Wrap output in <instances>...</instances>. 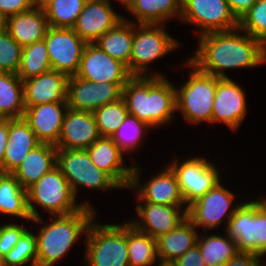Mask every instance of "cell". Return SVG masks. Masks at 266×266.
Instances as JSON below:
<instances>
[{
  "label": "cell",
  "mask_w": 266,
  "mask_h": 266,
  "mask_svg": "<svg viewBox=\"0 0 266 266\" xmlns=\"http://www.w3.org/2000/svg\"><path fill=\"white\" fill-rule=\"evenodd\" d=\"M169 166L177 176L186 208L220 181L218 169L205 158L193 157L183 163L173 160Z\"/></svg>",
  "instance_id": "11"
},
{
  "label": "cell",
  "mask_w": 266,
  "mask_h": 266,
  "mask_svg": "<svg viewBox=\"0 0 266 266\" xmlns=\"http://www.w3.org/2000/svg\"><path fill=\"white\" fill-rule=\"evenodd\" d=\"M246 110L244 90L229 77L218 78L212 123L223 122L231 130H236L246 116Z\"/></svg>",
  "instance_id": "18"
},
{
  "label": "cell",
  "mask_w": 266,
  "mask_h": 266,
  "mask_svg": "<svg viewBox=\"0 0 266 266\" xmlns=\"http://www.w3.org/2000/svg\"><path fill=\"white\" fill-rule=\"evenodd\" d=\"M48 28L44 10L36 7L6 19V30L22 47L44 39Z\"/></svg>",
  "instance_id": "26"
},
{
  "label": "cell",
  "mask_w": 266,
  "mask_h": 266,
  "mask_svg": "<svg viewBox=\"0 0 266 266\" xmlns=\"http://www.w3.org/2000/svg\"><path fill=\"white\" fill-rule=\"evenodd\" d=\"M160 264L158 266H177L174 262L162 261L160 260Z\"/></svg>",
  "instance_id": "50"
},
{
  "label": "cell",
  "mask_w": 266,
  "mask_h": 266,
  "mask_svg": "<svg viewBox=\"0 0 266 266\" xmlns=\"http://www.w3.org/2000/svg\"><path fill=\"white\" fill-rule=\"evenodd\" d=\"M140 167L133 166L132 180L129 188L139 189L138 198L141 201H147L149 203L182 206L185 204L182 198L178 179L175 172L170 166H166V169L154 178H151L148 183L141 185L139 180ZM143 186V187H142Z\"/></svg>",
  "instance_id": "16"
},
{
  "label": "cell",
  "mask_w": 266,
  "mask_h": 266,
  "mask_svg": "<svg viewBox=\"0 0 266 266\" xmlns=\"http://www.w3.org/2000/svg\"><path fill=\"white\" fill-rule=\"evenodd\" d=\"M93 114L99 135L111 137L128 115V110L124 99L120 98L116 102L98 108Z\"/></svg>",
  "instance_id": "36"
},
{
  "label": "cell",
  "mask_w": 266,
  "mask_h": 266,
  "mask_svg": "<svg viewBox=\"0 0 266 266\" xmlns=\"http://www.w3.org/2000/svg\"><path fill=\"white\" fill-rule=\"evenodd\" d=\"M53 0H32L33 7L43 9Z\"/></svg>",
  "instance_id": "47"
},
{
  "label": "cell",
  "mask_w": 266,
  "mask_h": 266,
  "mask_svg": "<svg viewBox=\"0 0 266 266\" xmlns=\"http://www.w3.org/2000/svg\"><path fill=\"white\" fill-rule=\"evenodd\" d=\"M100 137L93 112L68 108L63 119L57 149L86 150Z\"/></svg>",
  "instance_id": "20"
},
{
  "label": "cell",
  "mask_w": 266,
  "mask_h": 266,
  "mask_svg": "<svg viewBox=\"0 0 266 266\" xmlns=\"http://www.w3.org/2000/svg\"><path fill=\"white\" fill-rule=\"evenodd\" d=\"M44 40L52 70L75 75L87 43L72 28L49 27Z\"/></svg>",
  "instance_id": "12"
},
{
  "label": "cell",
  "mask_w": 266,
  "mask_h": 266,
  "mask_svg": "<svg viewBox=\"0 0 266 266\" xmlns=\"http://www.w3.org/2000/svg\"><path fill=\"white\" fill-rule=\"evenodd\" d=\"M123 18L107 0H87L72 29L86 43H94Z\"/></svg>",
  "instance_id": "19"
},
{
  "label": "cell",
  "mask_w": 266,
  "mask_h": 266,
  "mask_svg": "<svg viewBox=\"0 0 266 266\" xmlns=\"http://www.w3.org/2000/svg\"><path fill=\"white\" fill-rule=\"evenodd\" d=\"M76 197L60 168L56 165L44 174L35 184L27 189V205L31 221H42L33 204L40 205L52 216L69 215L90 207L89 203L77 204ZM33 203V204H32Z\"/></svg>",
  "instance_id": "4"
},
{
  "label": "cell",
  "mask_w": 266,
  "mask_h": 266,
  "mask_svg": "<svg viewBox=\"0 0 266 266\" xmlns=\"http://www.w3.org/2000/svg\"><path fill=\"white\" fill-rule=\"evenodd\" d=\"M76 197L78 186L108 190L121 188L106 172L96 167L86 150L57 149V163Z\"/></svg>",
  "instance_id": "9"
},
{
  "label": "cell",
  "mask_w": 266,
  "mask_h": 266,
  "mask_svg": "<svg viewBox=\"0 0 266 266\" xmlns=\"http://www.w3.org/2000/svg\"><path fill=\"white\" fill-rule=\"evenodd\" d=\"M181 20L199 27L203 34L238 28L239 20L226 0H182Z\"/></svg>",
  "instance_id": "10"
},
{
  "label": "cell",
  "mask_w": 266,
  "mask_h": 266,
  "mask_svg": "<svg viewBox=\"0 0 266 266\" xmlns=\"http://www.w3.org/2000/svg\"><path fill=\"white\" fill-rule=\"evenodd\" d=\"M201 237L198 235L197 245L207 266H224L239 252L237 243L231 240L227 234L224 236L226 238L218 235Z\"/></svg>",
  "instance_id": "33"
},
{
  "label": "cell",
  "mask_w": 266,
  "mask_h": 266,
  "mask_svg": "<svg viewBox=\"0 0 266 266\" xmlns=\"http://www.w3.org/2000/svg\"><path fill=\"white\" fill-rule=\"evenodd\" d=\"M235 17L240 20L258 0H226Z\"/></svg>",
  "instance_id": "45"
},
{
  "label": "cell",
  "mask_w": 266,
  "mask_h": 266,
  "mask_svg": "<svg viewBox=\"0 0 266 266\" xmlns=\"http://www.w3.org/2000/svg\"><path fill=\"white\" fill-rule=\"evenodd\" d=\"M85 243L87 266H129L127 223L101 225L92 221Z\"/></svg>",
  "instance_id": "5"
},
{
  "label": "cell",
  "mask_w": 266,
  "mask_h": 266,
  "mask_svg": "<svg viewBox=\"0 0 266 266\" xmlns=\"http://www.w3.org/2000/svg\"><path fill=\"white\" fill-rule=\"evenodd\" d=\"M87 0H53L43 8L49 27L73 28Z\"/></svg>",
  "instance_id": "35"
},
{
  "label": "cell",
  "mask_w": 266,
  "mask_h": 266,
  "mask_svg": "<svg viewBox=\"0 0 266 266\" xmlns=\"http://www.w3.org/2000/svg\"><path fill=\"white\" fill-rule=\"evenodd\" d=\"M94 208L84 206L69 215H57L40 227L37 237V266H52L65 256L94 220Z\"/></svg>",
  "instance_id": "3"
},
{
  "label": "cell",
  "mask_w": 266,
  "mask_h": 266,
  "mask_svg": "<svg viewBox=\"0 0 266 266\" xmlns=\"http://www.w3.org/2000/svg\"><path fill=\"white\" fill-rule=\"evenodd\" d=\"M163 24L134 23L132 53L130 57V75L148 76L147 64L162 58L179 44L164 30ZM139 28V29H138ZM146 70V71H145ZM144 71V72H143Z\"/></svg>",
  "instance_id": "8"
},
{
  "label": "cell",
  "mask_w": 266,
  "mask_h": 266,
  "mask_svg": "<svg viewBox=\"0 0 266 266\" xmlns=\"http://www.w3.org/2000/svg\"><path fill=\"white\" fill-rule=\"evenodd\" d=\"M260 257L253 253L238 252L224 266H263Z\"/></svg>",
  "instance_id": "44"
},
{
  "label": "cell",
  "mask_w": 266,
  "mask_h": 266,
  "mask_svg": "<svg viewBox=\"0 0 266 266\" xmlns=\"http://www.w3.org/2000/svg\"><path fill=\"white\" fill-rule=\"evenodd\" d=\"M30 261V266H37V237L27 229L17 244L5 255V264L6 266H23Z\"/></svg>",
  "instance_id": "39"
},
{
  "label": "cell",
  "mask_w": 266,
  "mask_h": 266,
  "mask_svg": "<svg viewBox=\"0 0 266 266\" xmlns=\"http://www.w3.org/2000/svg\"><path fill=\"white\" fill-rule=\"evenodd\" d=\"M234 194L224 188L220 182L202 197L188 206L187 218L195 227L202 226L204 229L217 227L222 220L227 219V224L241 204H236L231 209Z\"/></svg>",
  "instance_id": "13"
},
{
  "label": "cell",
  "mask_w": 266,
  "mask_h": 266,
  "mask_svg": "<svg viewBox=\"0 0 266 266\" xmlns=\"http://www.w3.org/2000/svg\"><path fill=\"white\" fill-rule=\"evenodd\" d=\"M226 226V234L237 243L239 252L266 254V208L261 201L241 202Z\"/></svg>",
  "instance_id": "7"
},
{
  "label": "cell",
  "mask_w": 266,
  "mask_h": 266,
  "mask_svg": "<svg viewBox=\"0 0 266 266\" xmlns=\"http://www.w3.org/2000/svg\"><path fill=\"white\" fill-rule=\"evenodd\" d=\"M75 76L95 83H127L132 77L123 63L95 43L86 44Z\"/></svg>",
  "instance_id": "15"
},
{
  "label": "cell",
  "mask_w": 266,
  "mask_h": 266,
  "mask_svg": "<svg viewBox=\"0 0 266 266\" xmlns=\"http://www.w3.org/2000/svg\"><path fill=\"white\" fill-rule=\"evenodd\" d=\"M32 8V0H0V12L6 18Z\"/></svg>",
  "instance_id": "42"
},
{
  "label": "cell",
  "mask_w": 266,
  "mask_h": 266,
  "mask_svg": "<svg viewBox=\"0 0 266 266\" xmlns=\"http://www.w3.org/2000/svg\"><path fill=\"white\" fill-rule=\"evenodd\" d=\"M6 17L0 12V32L6 29Z\"/></svg>",
  "instance_id": "48"
},
{
  "label": "cell",
  "mask_w": 266,
  "mask_h": 266,
  "mask_svg": "<svg viewBox=\"0 0 266 266\" xmlns=\"http://www.w3.org/2000/svg\"><path fill=\"white\" fill-rule=\"evenodd\" d=\"M238 27L266 48V0H258L239 20Z\"/></svg>",
  "instance_id": "38"
},
{
  "label": "cell",
  "mask_w": 266,
  "mask_h": 266,
  "mask_svg": "<svg viewBox=\"0 0 266 266\" xmlns=\"http://www.w3.org/2000/svg\"><path fill=\"white\" fill-rule=\"evenodd\" d=\"M27 229L20 224L7 223L0 226V253L7 255Z\"/></svg>",
  "instance_id": "41"
},
{
  "label": "cell",
  "mask_w": 266,
  "mask_h": 266,
  "mask_svg": "<svg viewBox=\"0 0 266 266\" xmlns=\"http://www.w3.org/2000/svg\"><path fill=\"white\" fill-rule=\"evenodd\" d=\"M126 83H95L69 76L67 105L76 111L94 112L98 108L122 98Z\"/></svg>",
  "instance_id": "14"
},
{
  "label": "cell",
  "mask_w": 266,
  "mask_h": 266,
  "mask_svg": "<svg viewBox=\"0 0 266 266\" xmlns=\"http://www.w3.org/2000/svg\"><path fill=\"white\" fill-rule=\"evenodd\" d=\"M262 205L266 208V199L261 200Z\"/></svg>",
  "instance_id": "52"
},
{
  "label": "cell",
  "mask_w": 266,
  "mask_h": 266,
  "mask_svg": "<svg viewBox=\"0 0 266 266\" xmlns=\"http://www.w3.org/2000/svg\"><path fill=\"white\" fill-rule=\"evenodd\" d=\"M149 128L151 129L152 127L139 120L136 116L128 114L110 138L123 153L130 150L134 152L137 145H140L141 136Z\"/></svg>",
  "instance_id": "37"
},
{
  "label": "cell",
  "mask_w": 266,
  "mask_h": 266,
  "mask_svg": "<svg viewBox=\"0 0 266 266\" xmlns=\"http://www.w3.org/2000/svg\"><path fill=\"white\" fill-rule=\"evenodd\" d=\"M0 266H6L5 256L0 253Z\"/></svg>",
  "instance_id": "51"
},
{
  "label": "cell",
  "mask_w": 266,
  "mask_h": 266,
  "mask_svg": "<svg viewBox=\"0 0 266 266\" xmlns=\"http://www.w3.org/2000/svg\"><path fill=\"white\" fill-rule=\"evenodd\" d=\"M69 76L50 70L23 80L25 109L52 102H67Z\"/></svg>",
  "instance_id": "21"
},
{
  "label": "cell",
  "mask_w": 266,
  "mask_h": 266,
  "mask_svg": "<svg viewBox=\"0 0 266 266\" xmlns=\"http://www.w3.org/2000/svg\"><path fill=\"white\" fill-rule=\"evenodd\" d=\"M129 266H149L156 262V239L127 223Z\"/></svg>",
  "instance_id": "32"
},
{
  "label": "cell",
  "mask_w": 266,
  "mask_h": 266,
  "mask_svg": "<svg viewBox=\"0 0 266 266\" xmlns=\"http://www.w3.org/2000/svg\"><path fill=\"white\" fill-rule=\"evenodd\" d=\"M57 148L50 143H40L23 159L12 173L25 190L56 166Z\"/></svg>",
  "instance_id": "25"
},
{
  "label": "cell",
  "mask_w": 266,
  "mask_h": 266,
  "mask_svg": "<svg viewBox=\"0 0 266 266\" xmlns=\"http://www.w3.org/2000/svg\"><path fill=\"white\" fill-rule=\"evenodd\" d=\"M86 151L92 163L106 172L121 188L130 187L133 166H124V153L110 137L100 136Z\"/></svg>",
  "instance_id": "23"
},
{
  "label": "cell",
  "mask_w": 266,
  "mask_h": 266,
  "mask_svg": "<svg viewBox=\"0 0 266 266\" xmlns=\"http://www.w3.org/2000/svg\"><path fill=\"white\" fill-rule=\"evenodd\" d=\"M185 65L192 67L193 72H189V79L181 88H175L176 110H180L183 118L191 124L212 123L218 77L200 71L189 60Z\"/></svg>",
  "instance_id": "6"
},
{
  "label": "cell",
  "mask_w": 266,
  "mask_h": 266,
  "mask_svg": "<svg viewBox=\"0 0 266 266\" xmlns=\"http://www.w3.org/2000/svg\"><path fill=\"white\" fill-rule=\"evenodd\" d=\"M174 263L177 266H207L197 244L180 256Z\"/></svg>",
  "instance_id": "43"
},
{
  "label": "cell",
  "mask_w": 266,
  "mask_h": 266,
  "mask_svg": "<svg viewBox=\"0 0 266 266\" xmlns=\"http://www.w3.org/2000/svg\"><path fill=\"white\" fill-rule=\"evenodd\" d=\"M67 109V102L39 104L27 107L23 118L29 123L41 143L55 145L60 137Z\"/></svg>",
  "instance_id": "22"
},
{
  "label": "cell",
  "mask_w": 266,
  "mask_h": 266,
  "mask_svg": "<svg viewBox=\"0 0 266 266\" xmlns=\"http://www.w3.org/2000/svg\"><path fill=\"white\" fill-rule=\"evenodd\" d=\"M238 27L230 31L199 36L195 55L188 59L200 71L218 78H228L224 69L256 67L266 62V48Z\"/></svg>",
  "instance_id": "1"
},
{
  "label": "cell",
  "mask_w": 266,
  "mask_h": 266,
  "mask_svg": "<svg viewBox=\"0 0 266 266\" xmlns=\"http://www.w3.org/2000/svg\"><path fill=\"white\" fill-rule=\"evenodd\" d=\"M41 142L24 118H8V141L4 153L2 173H13L24 157Z\"/></svg>",
  "instance_id": "24"
},
{
  "label": "cell",
  "mask_w": 266,
  "mask_h": 266,
  "mask_svg": "<svg viewBox=\"0 0 266 266\" xmlns=\"http://www.w3.org/2000/svg\"><path fill=\"white\" fill-rule=\"evenodd\" d=\"M7 141H8V118H0V173H2V164H3Z\"/></svg>",
  "instance_id": "46"
},
{
  "label": "cell",
  "mask_w": 266,
  "mask_h": 266,
  "mask_svg": "<svg viewBox=\"0 0 266 266\" xmlns=\"http://www.w3.org/2000/svg\"><path fill=\"white\" fill-rule=\"evenodd\" d=\"M52 70L45 40L26 45L22 49V57L17 75L28 79Z\"/></svg>",
  "instance_id": "34"
},
{
  "label": "cell",
  "mask_w": 266,
  "mask_h": 266,
  "mask_svg": "<svg viewBox=\"0 0 266 266\" xmlns=\"http://www.w3.org/2000/svg\"><path fill=\"white\" fill-rule=\"evenodd\" d=\"M23 47L5 29L0 32V72L17 74Z\"/></svg>",
  "instance_id": "40"
},
{
  "label": "cell",
  "mask_w": 266,
  "mask_h": 266,
  "mask_svg": "<svg viewBox=\"0 0 266 266\" xmlns=\"http://www.w3.org/2000/svg\"><path fill=\"white\" fill-rule=\"evenodd\" d=\"M23 80L15 73L0 72V118H23Z\"/></svg>",
  "instance_id": "31"
},
{
  "label": "cell",
  "mask_w": 266,
  "mask_h": 266,
  "mask_svg": "<svg viewBox=\"0 0 266 266\" xmlns=\"http://www.w3.org/2000/svg\"><path fill=\"white\" fill-rule=\"evenodd\" d=\"M133 34L134 22L123 18L94 43L112 58L123 63L130 73Z\"/></svg>",
  "instance_id": "28"
},
{
  "label": "cell",
  "mask_w": 266,
  "mask_h": 266,
  "mask_svg": "<svg viewBox=\"0 0 266 266\" xmlns=\"http://www.w3.org/2000/svg\"><path fill=\"white\" fill-rule=\"evenodd\" d=\"M110 3V0H107ZM121 3H123L124 7L126 6V8H130V6L134 3L135 0H118Z\"/></svg>",
  "instance_id": "49"
},
{
  "label": "cell",
  "mask_w": 266,
  "mask_h": 266,
  "mask_svg": "<svg viewBox=\"0 0 266 266\" xmlns=\"http://www.w3.org/2000/svg\"><path fill=\"white\" fill-rule=\"evenodd\" d=\"M139 24H164L173 16L181 17L182 0H135L127 9Z\"/></svg>",
  "instance_id": "29"
},
{
  "label": "cell",
  "mask_w": 266,
  "mask_h": 266,
  "mask_svg": "<svg viewBox=\"0 0 266 266\" xmlns=\"http://www.w3.org/2000/svg\"><path fill=\"white\" fill-rule=\"evenodd\" d=\"M165 77L132 76L122 89L128 114L154 128L169 122L176 111V90Z\"/></svg>",
  "instance_id": "2"
},
{
  "label": "cell",
  "mask_w": 266,
  "mask_h": 266,
  "mask_svg": "<svg viewBox=\"0 0 266 266\" xmlns=\"http://www.w3.org/2000/svg\"><path fill=\"white\" fill-rule=\"evenodd\" d=\"M32 220L27 205V190L11 173H0V214Z\"/></svg>",
  "instance_id": "30"
},
{
  "label": "cell",
  "mask_w": 266,
  "mask_h": 266,
  "mask_svg": "<svg viewBox=\"0 0 266 266\" xmlns=\"http://www.w3.org/2000/svg\"><path fill=\"white\" fill-rule=\"evenodd\" d=\"M186 218L174 230L156 239L159 261L174 262L197 244L198 234Z\"/></svg>",
  "instance_id": "27"
},
{
  "label": "cell",
  "mask_w": 266,
  "mask_h": 266,
  "mask_svg": "<svg viewBox=\"0 0 266 266\" xmlns=\"http://www.w3.org/2000/svg\"><path fill=\"white\" fill-rule=\"evenodd\" d=\"M137 205L136 212L140 216L129 223L138 231L157 239L161 235L171 232L187 218V209L180 211L182 206L161 205L149 203ZM180 212H182L180 214Z\"/></svg>",
  "instance_id": "17"
}]
</instances>
